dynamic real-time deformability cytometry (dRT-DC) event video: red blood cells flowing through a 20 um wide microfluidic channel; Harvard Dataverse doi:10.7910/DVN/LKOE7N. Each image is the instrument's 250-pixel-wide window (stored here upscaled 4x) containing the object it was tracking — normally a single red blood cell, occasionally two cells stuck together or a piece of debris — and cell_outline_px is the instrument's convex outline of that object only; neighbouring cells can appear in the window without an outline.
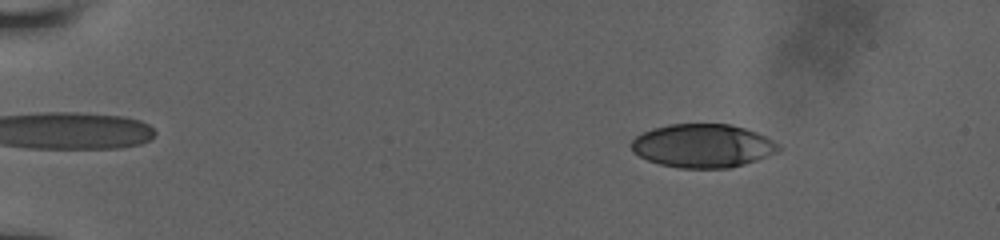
{"species": "human", "species_latin": "Homo sapiens", "temperature_condition": "room temperature", "stored_images_in_passage": 43, "camera_frame_rate_fps": 3000, "um_per_image_px": 0.085, "donor": {"sex": "male"}, "frame": {"image": 1, "passage_image": 7, "time_ms": 2.667, "image_size_px": [1000, 240], "cell_outline_px": [[780, 148], [776, 152], [756, 160], [744, 164], [728, 168], [680, 168], [660, 164], [648, 160], [632, 152], [628, 144], [636, 136], [652, 128], [668, 124], [728, 124], [744, 128], [756, 132], [772, 140]], "centroid_in_image_um": [59.67, 12.39], "position_along_channel_um": 25.3, "area_um2": 37.17}}
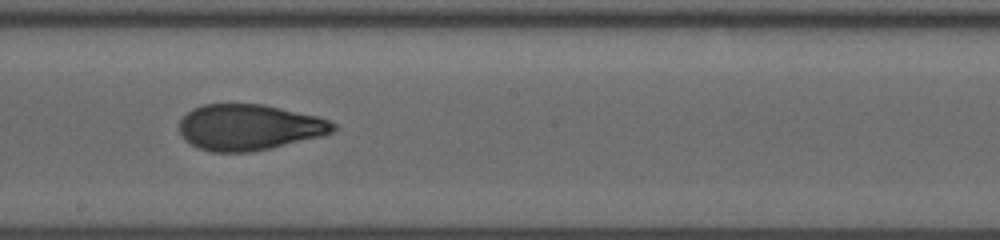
{"frame": {"image": 2, "passage_image": 26, "time_ms": 10.667, "image_size_px": [1000, 240], "cell_outline_px": [[336, 128], [332, 132], [320, 136], [252, 152], [212, 152], [200, 148], [184, 140], [180, 132], [180, 120], [192, 108], [204, 104], [264, 104], [320, 116], [336, 124]], "centroid_in_image_um": [21.18, 10.8], "position_along_channel_um": 227.0, "area_um2": 41.1}}
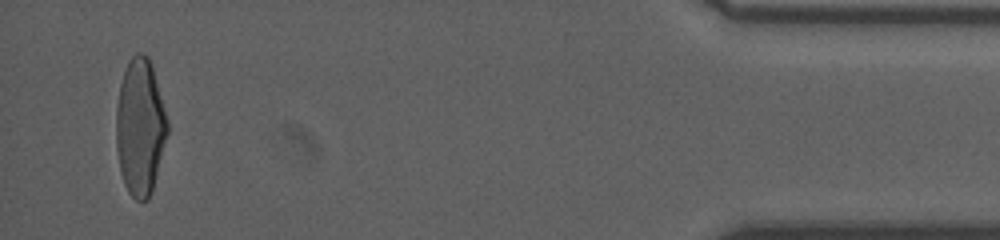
{"frame": {"image": 3, "passage_image": 41, "time_ms": 17.333, "image_size_px": [1000, 240], "cell_outline_px": [[168, 132], [152, 192], [148, 200], [136, 200], [128, 192], [124, 184], [120, 172], [116, 148], [116, 104], [120, 84], [128, 60], [136, 52], [144, 52], [148, 56], [152, 64], [168, 120]], "centroid_in_image_um": [11.9, 10.78], "position_along_channel_um": 423.3, "area_um2": 41.21}}